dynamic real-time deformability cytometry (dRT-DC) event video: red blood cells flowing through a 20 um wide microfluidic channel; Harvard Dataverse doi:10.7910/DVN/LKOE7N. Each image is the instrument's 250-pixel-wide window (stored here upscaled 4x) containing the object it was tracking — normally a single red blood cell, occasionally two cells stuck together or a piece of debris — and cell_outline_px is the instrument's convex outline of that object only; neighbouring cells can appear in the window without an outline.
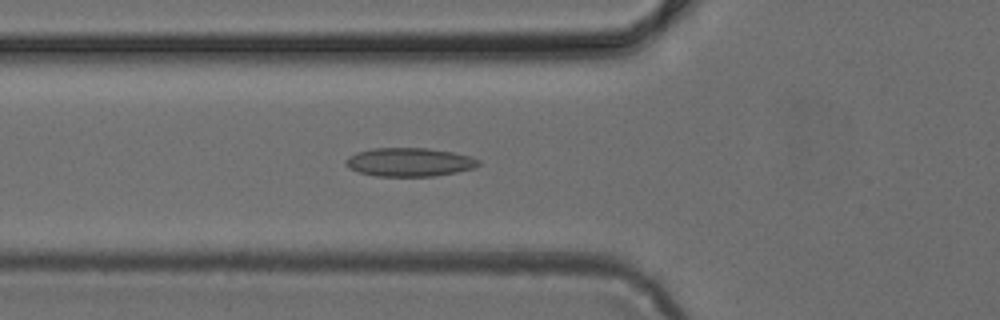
{"species": "common noctule bat (a hibernating species)", "species_latin": "Nyctalus noctula", "temperature_condition": "cold", "stored_images_in_passage": 48, "camera_frame_rate_fps": 3000, "um_per_image_px": 0.085, "animal": {"sex": "female", "body_mass_g": 24.6, "forearm_length_mm": 56.2}, "frame": {"image": 1, "passage_image": 17, "time_ms": 5.333, "image_size_px": [1000, 320], "cell_outline_px": [[480, 164], [472, 168], [456, 172], [436, 176], [376, 176], [360, 172], [348, 168], [344, 164], [344, 160], [348, 156], [356, 152], [372, 148], [428, 148], [452, 152], [472, 156], [480, 160]], "centroid_in_image_um": [34.77, 13.77], "position_along_channel_um": 91.0, "area_um2": 22.25}}
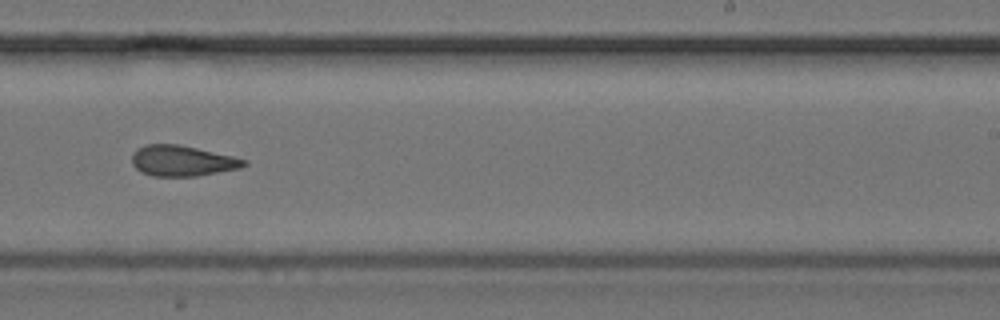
{"frame": {"image": 2, "passage_image": 30, "time_ms": 9.667, "image_size_px": [1000, 320], "cell_outline_px": [[248, 164], [240, 168], [196, 176], [152, 176], [140, 172], [132, 164], [132, 152], [136, 148], [144, 144], [176, 144], [196, 148], [232, 156], [248, 160]], "centroid_in_image_um": [15.45, 13.67], "position_along_channel_um": 273.5, "area_um2": 20.06}}
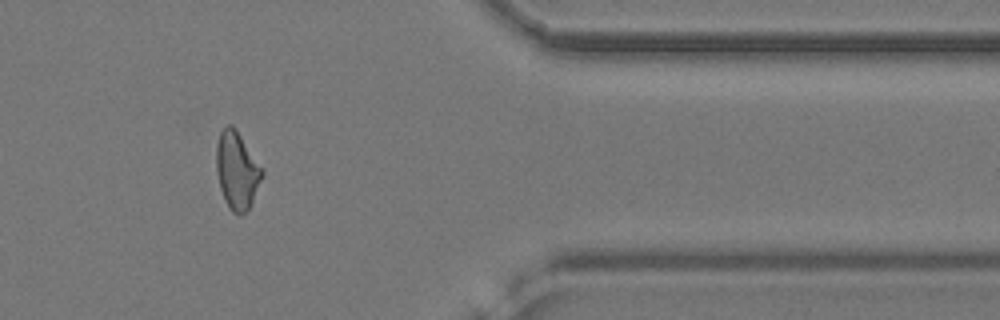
{"frame": {"image": 3, "passage_image": 40, "time_ms": 13.0, "image_size_px": [1000, 320], "cell_outline_px": [[264, 176], [248, 208], [240, 216], [236, 216], [228, 208], [224, 200], [220, 188], [216, 172], [216, 144], [220, 132], [228, 124], [232, 124], [264, 172]], "centroid_in_image_um": [20.11, 14.52], "position_along_channel_um": 391.3, "area_um2": 20.46}}